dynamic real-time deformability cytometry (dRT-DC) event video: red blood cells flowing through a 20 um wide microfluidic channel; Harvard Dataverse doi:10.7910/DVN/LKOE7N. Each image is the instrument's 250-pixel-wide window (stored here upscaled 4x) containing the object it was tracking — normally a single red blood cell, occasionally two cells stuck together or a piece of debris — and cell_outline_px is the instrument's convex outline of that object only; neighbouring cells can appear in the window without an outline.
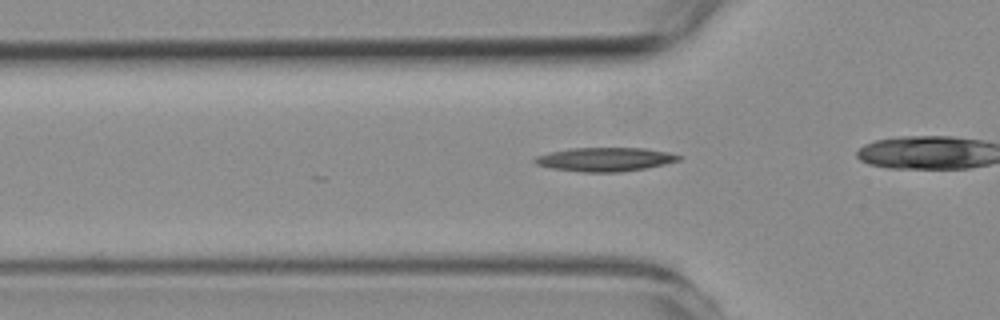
{"species": "common noctule bat (a hibernating species)", "species_latin": "Nyctalus noctula", "temperature_condition": "room temperature", "stored_images_in_passage": 26, "camera_frame_rate_fps": 3000, "um_per_image_px": 0.085, "animal": {"sex": "female", "body_mass_g": 19.3, "forearm_length_mm": 54.1}, "frame": {"image": 1, "passage_image": 15, "time_ms": 4.667, "image_size_px": [1000, 320], "cell_outline_px": [[684, 156], [680, 160], [664, 164], [644, 168], [620, 172], [584, 172], [552, 168], [536, 164], [532, 160], [536, 156], [548, 152], [572, 148], [644, 148], [668, 152]], "centroid_in_image_um": [51.43, 13.54], "position_along_channel_um": 74.4, "area_um2": 19.94}}
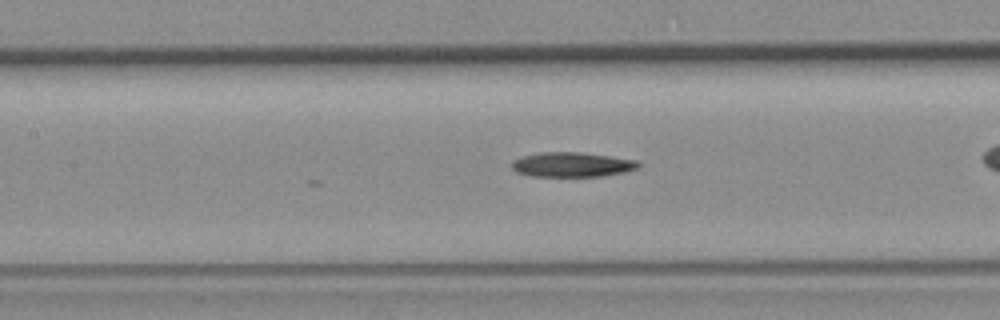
{"frame": {"image": 2, "passage_image": 22, "time_ms": 7.0, "image_size_px": [1000, 320], "cell_outline_px": [[640, 168], [624, 172], [604, 176], [532, 176], [516, 172], [512, 168], [512, 160], [524, 156], [540, 152], [580, 152], [636, 160], [640, 164]], "centroid_in_image_um": [48.63, 13.99], "position_along_channel_um": 158.8, "area_um2": 18.15}}
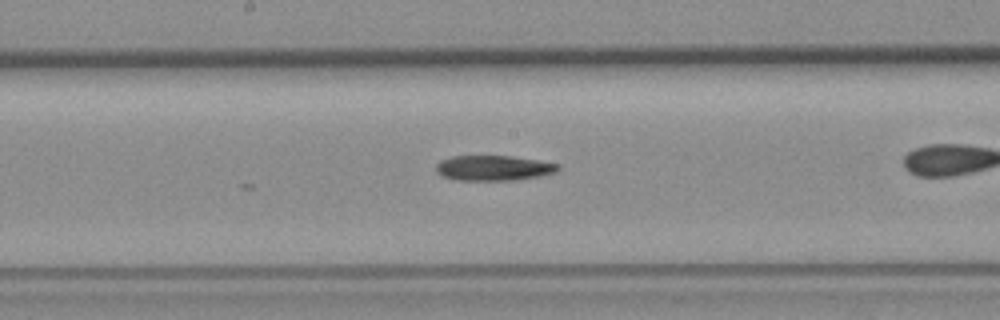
{"frame": {"image": 3, "passage_image": 26, "time_ms": 8.333, "image_size_px": [1000, 320], "cell_outline_px": [[560, 168], [556, 172], [540, 176], [516, 180], [456, 180], [440, 176], [436, 172], [436, 164], [440, 160], [452, 156], [512, 156], [560, 164]], "centroid_in_image_um": [41.93, 14.28], "position_along_channel_um": 206.3, "area_um2": 18.03}}